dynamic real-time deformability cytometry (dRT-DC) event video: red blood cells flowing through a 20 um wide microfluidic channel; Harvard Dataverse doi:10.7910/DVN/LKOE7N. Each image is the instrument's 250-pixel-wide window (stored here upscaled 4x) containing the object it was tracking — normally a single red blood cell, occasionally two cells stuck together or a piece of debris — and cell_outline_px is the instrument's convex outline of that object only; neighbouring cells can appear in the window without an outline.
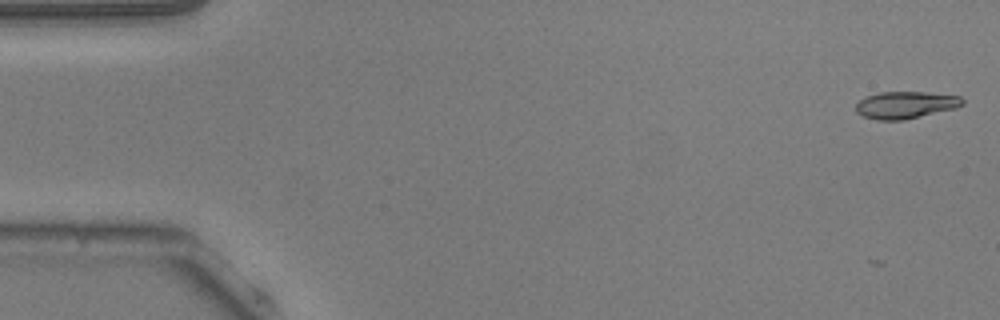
{"species": "common noctule bat (a hibernating species)", "species_latin": "Nyctalus noctula", "temperature_condition": "warm", "stored_images_in_passage": 4, "camera_frame_rate_fps": 3000, "um_per_image_px": 0.085, "animal": {"sex": "male", "body_mass_g": 20.5, "forearm_length_mm": 52.5}, "frame": {"image": 1, "passage_image": 1, "time_ms": 0.0, "image_size_px": [1000, 320], "cell_outline_px": [[964, 104], [956, 108], [904, 120], [876, 120], [864, 116], [856, 112], [856, 104], [860, 100], [868, 96], [880, 92], [924, 92], [960, 96], [964, 100]], "centroid_in_image_um": [76.99, 8.92], "position_along_channel_um": 8.0, "area_um2": 16.76}}